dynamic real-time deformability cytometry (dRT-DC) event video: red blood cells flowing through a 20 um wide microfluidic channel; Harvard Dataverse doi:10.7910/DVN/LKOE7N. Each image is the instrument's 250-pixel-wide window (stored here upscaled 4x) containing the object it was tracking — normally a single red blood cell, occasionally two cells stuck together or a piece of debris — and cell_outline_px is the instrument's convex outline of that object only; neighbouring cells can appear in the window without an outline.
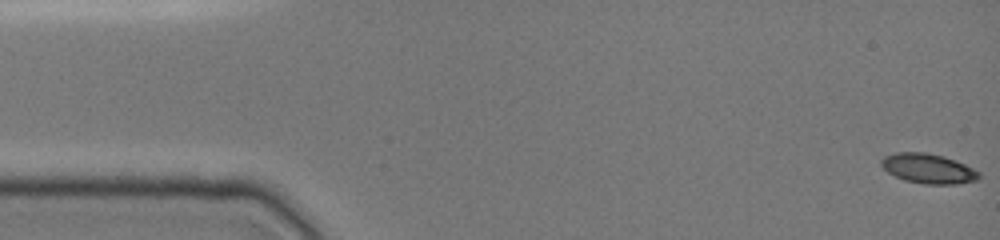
{"species": "common noctule bat (a hibernating species)", "species_latin": "Nyctalus noctula", "temperature_condition": "cold", "stored_images_in_passage": 48, "camera_frame_rate_fps": 3000, "um_per_image_px": 0.085, "animal": {"sex": "female", "body_mass_g": 19.0, "forearm_length_mm": 51.5}, "frame": {"image": 1, "passage_image": 1, "time_ms": 0.0, "image_size_px": [1000, 240], "cell_outline_px": [[980, 176], [976, 180], [956, 184], [924, 184], [904, 180], [888, 172], [880, 164], [880, 160], [884, 156], [896, 152], [924, 152], [944, 156], [964, 164], [980, 172]], "centroid_in_image_um": [78.88, 14.32], "position_along_channel_um": 6.1, "area_um2": 16.88}}
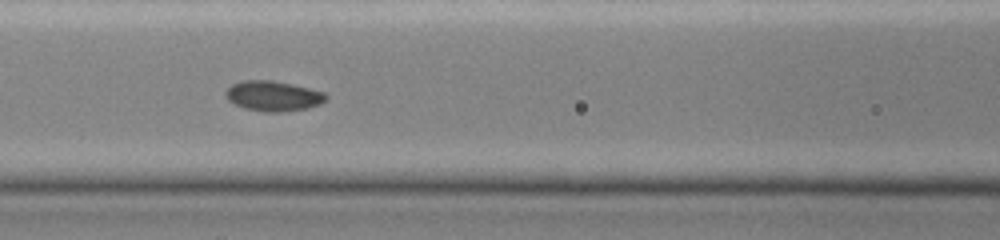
{"frame": {"image": 2, "passage_image": 21, "time_ms": 6.667, "image_size_px": [1000, 240], "cell_outline_px": [[328, 100], [320, 104], [308, 108], [276, 112], [264, 112], [244, 108], [228, 100], [224, 96], [224, 92], [232, 84], [240, 80], [272, 80], [292, 84], [324, 92], [328, 96]], "centroid_in_image_um": [23.21, 8.15], "position_along_channel_um": 143.4, "area_um2": 17.74}}
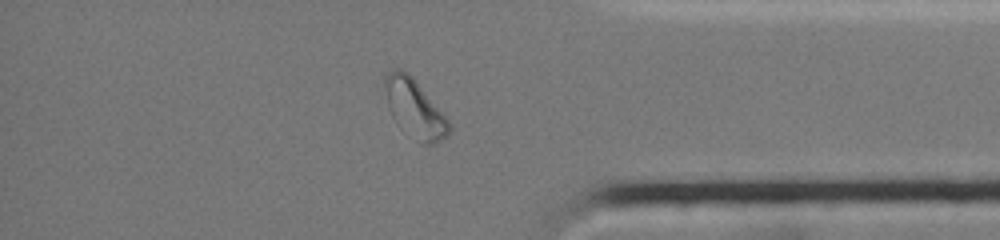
{"frame": {"image": 3, "passage_image": 41, "time_ms": 13.333, "image_size_px": [1000, 240], "cell_outline_px": [[452, 132], [448, 136], [436, 144], [424, 144], [400, 128], [396, 124], [388, 108], [384, 84], [384, 76], [392, 68], [400, 68], [408, 72], [412, 76], [452, 124]], "centroid_in_image_um": [35.25, 9.22], "position_along_channel_um": 399.9, "area_um2": 22.02}, "authors_computed_cell_mechanics": {"area_um2": 17.2822, "velocity_mm_per_s": 3.9515, "shape_relaxation_time_tau1_ms": 5.8602, "shape_relaxation_time_tau2_ms": null, "deformation_change_tau1": 0.0988, "deformation_change_tau2": null}}